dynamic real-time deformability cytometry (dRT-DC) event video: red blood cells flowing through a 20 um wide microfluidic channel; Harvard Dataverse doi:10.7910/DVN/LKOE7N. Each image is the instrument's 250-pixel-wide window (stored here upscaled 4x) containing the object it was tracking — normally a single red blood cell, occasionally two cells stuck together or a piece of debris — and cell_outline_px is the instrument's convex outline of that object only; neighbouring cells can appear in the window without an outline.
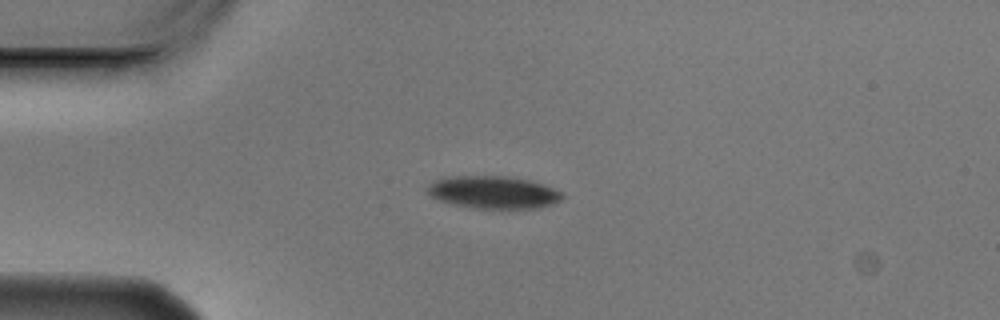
{"species": "Egyptian fruit bat (a non-hibernating species)", "species_latin": "Rousettus aegyptiacus", "temperature_condition": "cold", "stored_images_in_passage": 2, "camera_frame_rate_fps": 3000, "um_per_image_px": 0.085, "animal": {"sex": "male"}, "frame": {"image": 1, "passage_image": 2, "time_ms": 0.333, "image_size_px": [1000, 320], "cell_outline_px": [[564, 196], [560, 200], [552, 204], [540, 208], [480, 208], [452, 204], [440, 200], [432, 196], [428, 192], [428, 184], [432, 180], [444, 176], [508, 176], [528, 180], [544, 184], [560, 192]], "centroid_in_image_um": [41.91, 16.33], "position_along_channel_um": 43.1, "area_um2": 25.49}}